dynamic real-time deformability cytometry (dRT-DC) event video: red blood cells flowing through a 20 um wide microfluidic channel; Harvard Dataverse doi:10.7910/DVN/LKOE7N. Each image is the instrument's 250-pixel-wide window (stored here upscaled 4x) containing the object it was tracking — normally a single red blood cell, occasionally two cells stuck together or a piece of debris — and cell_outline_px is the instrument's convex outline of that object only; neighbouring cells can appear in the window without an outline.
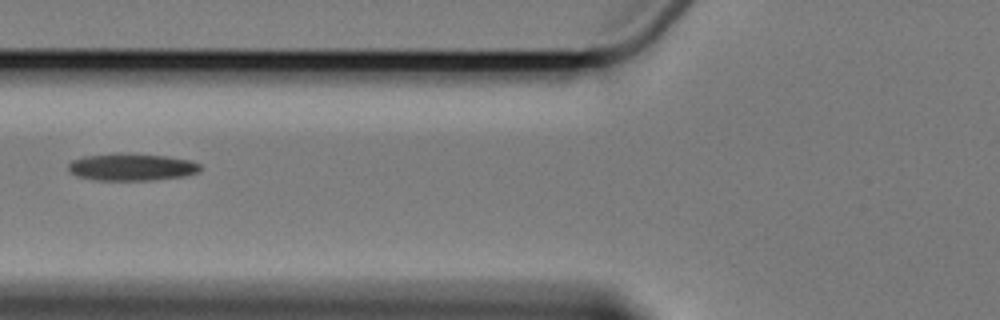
{"species": "Egyptian fruit bat (a non-hibernating species)", "species_latin": "Rousettus aegyptiacus", "temperature_condition": "cold", "stored_images_in_passage": 2, "camera_frame_rate_fps": 3000, "um_per_image_px": 0.085, "animal": {"sex": "female"}, "frame": {"image": 1, "passage_image": 2, "time_ms": 1.333, "image_size_px": [1000, 320], "cell_outline_px": [[200, 172], [184, 176], [152, 180], [96, 180], [76, 176], [68, 168], [68, 164], [72, 160], [84, 156], [116, 152], [128, 152], [168, 156], [192, 160], [200, 164]], "centroid_in_image_um": [11.21, 14.18], "position_along_channel_um": 114.6, "area_um2": 21.33}}